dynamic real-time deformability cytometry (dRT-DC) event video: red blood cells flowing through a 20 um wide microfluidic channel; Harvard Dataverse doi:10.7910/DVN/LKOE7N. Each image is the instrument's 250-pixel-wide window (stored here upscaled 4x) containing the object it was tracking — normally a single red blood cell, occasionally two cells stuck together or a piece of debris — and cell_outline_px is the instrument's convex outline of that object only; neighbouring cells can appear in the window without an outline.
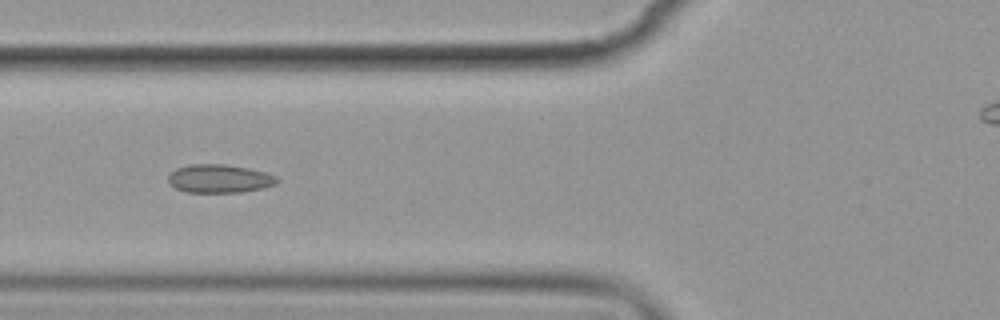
{"species": "common noctule bat (a hibernating species)", "species_latin": "Nyctalus noctula", "temperature_condition": "cold", "stored_images_in_passage": 8, "camera_frame_rate_fps": 3000, "um_per_image_px": 0.085, "animal": {"sex": "female", "body_mass_g": 19.9}, "frame": {"image": 1, "passage_image": 5, "time_ms": 4.667, "image_size_px": [1000, 320], "cell_outline_px": [[280, 180], [276, 184], [260, 188], [240, 192], [184, 192], [176, 188], [168, 180], [168, 176], [176, 168], [188, 164], [224, 164], [248, 168], [264, 172], [276, 176]], "centroid_in_image_um": [18.64, 15.17], "position_along_channel_um": 107.2, "area_um2": 17.86}}
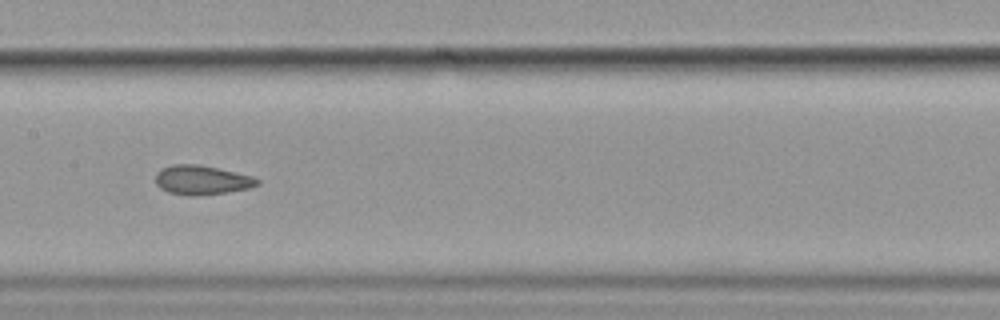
{"frame": {"image": 2, "passage_image": 7, "time_ms": 7.0, "image_size_px": [1000, 320], "cell_outline_px": [[260, 184], [248, 188], [224, 192], [196, 196], [188, 196], [168, 192], [160, 188], [156, 184], [156, 172], [160, 168], [172, 164], [200, 164], [252, 176], [260, 180]], "centroid_in_image_um": [17.11, 15.29], "position_along_channel_um": 190.3, "area_um2": 17.4}}
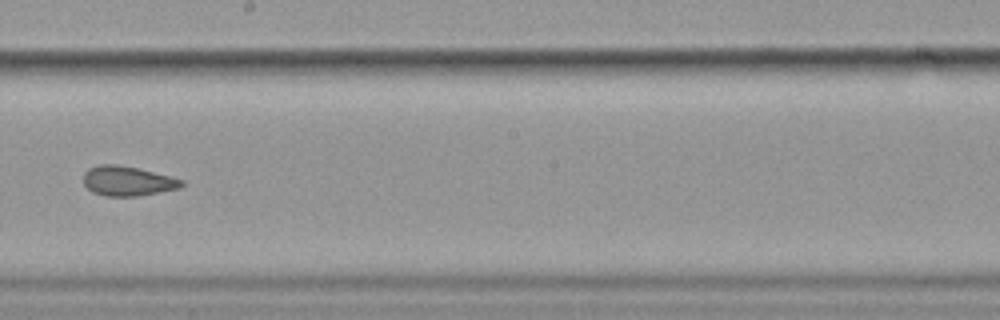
{"frame": {"image": 3, "passage_image": 8, "time_ms": 8.333, "image_size_px": [1000, 320], "cell_outline_px": [[184, 184], [180, 188], [136, 196], [104, 196], [92, 192], [84, 184], [84, 172], [88, 168], [100, 164], [116, 164], [136, 168], [184, 180]], "centroid_in_image_um": [10.81, 15.39], "position_along_channel_um": 237.4, "area_um2": 16.82}}